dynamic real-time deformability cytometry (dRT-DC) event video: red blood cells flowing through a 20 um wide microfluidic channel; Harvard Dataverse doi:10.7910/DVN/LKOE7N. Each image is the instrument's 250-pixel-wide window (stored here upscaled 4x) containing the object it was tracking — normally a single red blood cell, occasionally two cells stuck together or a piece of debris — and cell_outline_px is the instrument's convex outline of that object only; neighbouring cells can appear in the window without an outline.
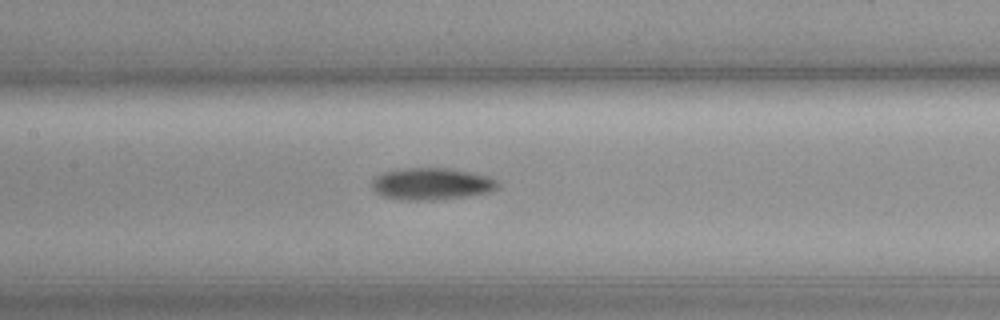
{"species": "common noctule bat (a hibernating species)", "species_latin": "Nyctalus noctula", "temperature_condition": "cold", "stored_images_in_passage": 35, "camera_frame_rate_fps": 3000, "um_per_image_px": 0.085, "animal": {"sex": "female", "body_mass_g": 19.3, "forearm_length_mm": 54.1}, "frame": {"image": 1, "passage_image": 11, "time_ms": 3.333, "image_size_px": [1000, 320], "cell_outline_px": [[500, 184], [496, 188], [488, 192], [468, 196], [436, 200], [404, 200], [384, 196], [376, 192], [372, 188], [372, 180], [376, 176], [384, 172], [404, 168], [448, 168], [488, 176], [496, 180]], "centroid_in_image_um": [36.67, 15.63], "position_along_channel_um": 170.7, "area_um2": 23.29}}
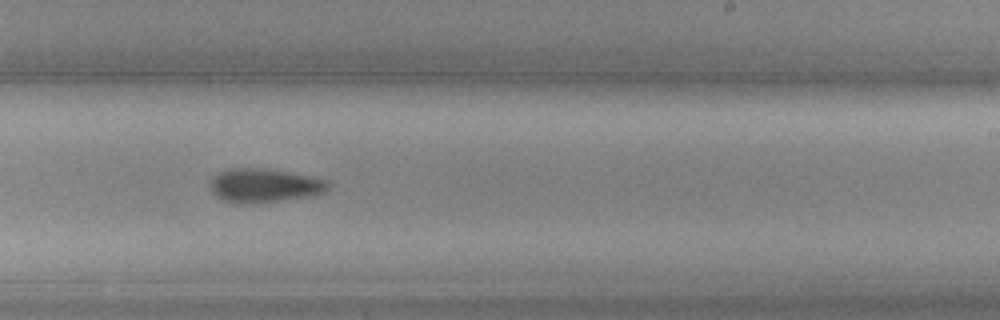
{"frame": {"image": 2, "passage_image": 19, "time_ms": 6.0, "image_size_px": [1000, 320], "cell_outline_px": [[328, 188], [324, 192], [312, 196], [280, 200], [244, 204], [236, 204], [224, 200], [212, 192], [212, 176], [220, 172], [240, 168], [256, 168], [288, 172], [328, 180]], "centroid_in_image_um": [22.48, 15.78], "position_along_channel_um": 266.5, "area_um2": 22.72}}
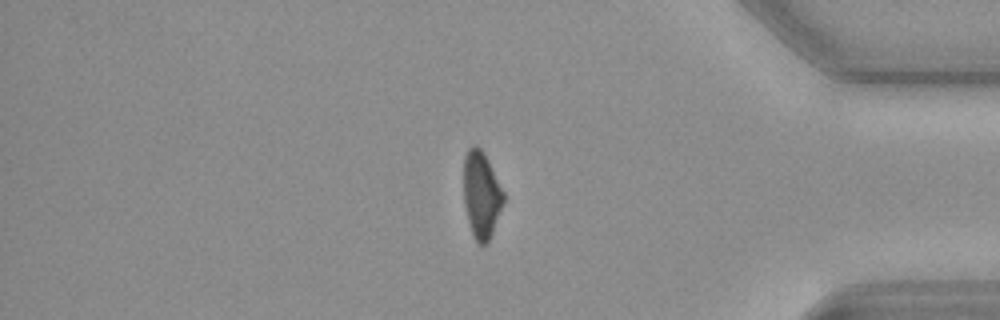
{"frame": {"image": 3, "passage_image": 32, "time_ms": 10.333, "image_size_px": [1000, 320], "cell_outline_px": [[504, 204], [488, 244], [476, 244], [472, 236], [464, 204], [464, 156], [468, 148], [472, 144], [476, 144], [480, 148], [488, 160], [504, 192]], "centroid_in_image_um": [40.92, 16.58], "position_along_channel_um": 394.3, "area_um2": 20.46}}